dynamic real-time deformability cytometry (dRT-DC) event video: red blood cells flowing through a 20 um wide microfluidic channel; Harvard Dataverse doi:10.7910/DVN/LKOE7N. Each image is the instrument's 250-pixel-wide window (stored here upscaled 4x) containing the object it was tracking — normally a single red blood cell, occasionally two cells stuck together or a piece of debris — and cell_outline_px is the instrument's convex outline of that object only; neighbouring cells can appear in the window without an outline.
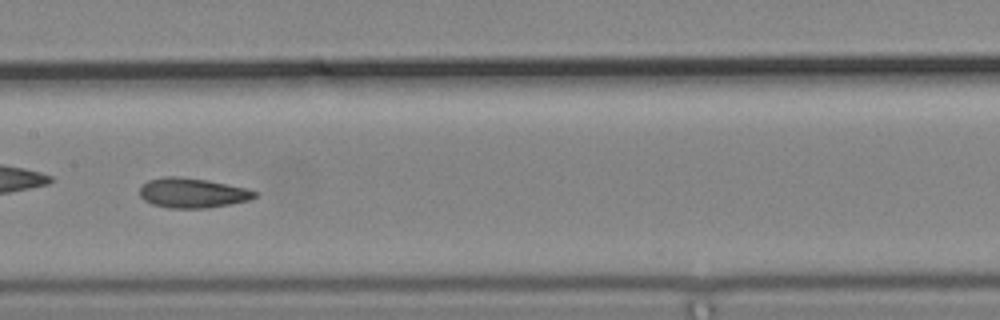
{"species": "common noctule bat (a hibernating species)", "species_latin": "Nyctalus noctula", "temperature_condition": "cold", "stored_images_in_passage": 48, "camera_frame_rate_fps": 3000, "um_per_image_px": 0.085, "animal": {"sex": "male", "body_mass_g": 19.2, "forearm_length_mm": 51.8}, "frame": {"image": 1, "passage_image": 21, "time_ms": 6.667, "image_size_px": [1000, 320], "cell_outline_px": [[260, 192], [252, 200], [208, 208], [168, 208], [152, 204], [144, 200], [140, 196], [140, 188], [148, 180], [164, 176], [180, 176], [208, 180], [248, 188]], "centroid_in_image_um": [16.4, 16.39], "position_along_channel_um": 191.0, "area_um2": 20.29}, "authors_computed_cell_mechanics": {"area_um2": 20.4034, "velocity_mm_per_s": 3.6975, "shape_relaxation_time_tau1_ms": null, "shape_relaxation_time_tau2_ms": 2.9326, "deformation_change_tau1": null, "deformation_change_tau2": 0.0948}}